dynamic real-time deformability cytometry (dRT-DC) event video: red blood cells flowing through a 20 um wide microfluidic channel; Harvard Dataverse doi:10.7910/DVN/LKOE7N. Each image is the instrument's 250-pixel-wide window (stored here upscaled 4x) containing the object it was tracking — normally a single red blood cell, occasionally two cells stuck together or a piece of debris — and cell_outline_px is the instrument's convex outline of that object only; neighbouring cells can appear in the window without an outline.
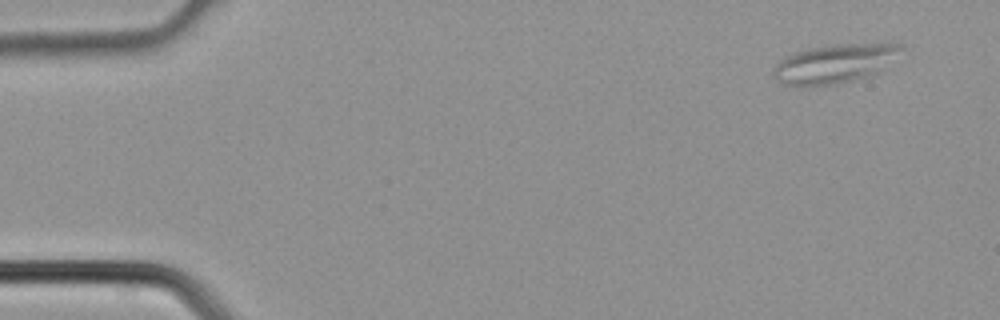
{"species": "common noctule bat (a hibernating species)", "species_latin": "Nyctalus noctula", "temperature_condition": "cold", "stored_images_in_passage": 3, "camera_frame_rate_fps": 3000, "um_per_image_px": 0.085, "animal": {"sex": "male", "body_mass_g": 21.5, "forearm_length_mm": 52.0}, "frame": {"image": 1, "passage_image": 1, "time_ms": 0.0, "image_size_px": [1000, 320], "cell_outline_px": [[904, 48], [880, 72], [868, 76], [832, 84], [788, 84], [776, 80], [772, 76], [772, 72], [776, 64], [784, 56], [792, 52], [812, 48], [836, 44], [904, 44]], "centroid_in_image_um": [70.94, 5.38], "position_along_channel_um": 14.1, "area_um2": 28.32}}